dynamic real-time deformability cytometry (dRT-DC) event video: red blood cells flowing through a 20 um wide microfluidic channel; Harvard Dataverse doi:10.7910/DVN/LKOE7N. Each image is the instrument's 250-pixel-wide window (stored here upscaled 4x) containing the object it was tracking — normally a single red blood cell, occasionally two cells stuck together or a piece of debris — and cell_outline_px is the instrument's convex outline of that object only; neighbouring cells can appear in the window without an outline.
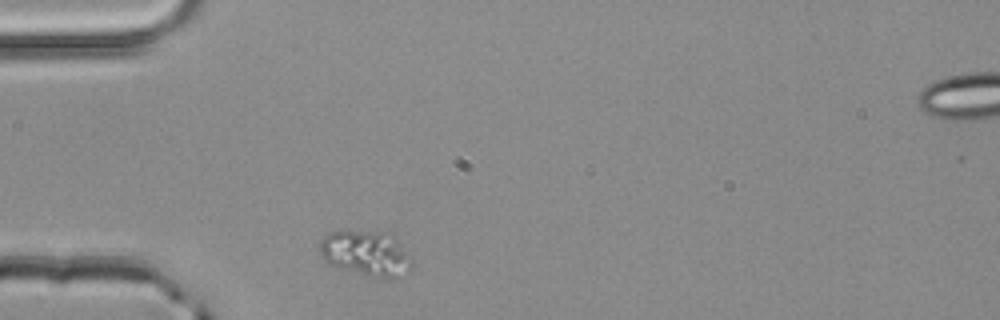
{"species": "common noctule bat (a hibernating species)", "species_latin": "Nyctalus noctula", "temperature_condition": "room temperature", "stored_images_in_passage": 2, "segment_of_instrument_passage": [1, 2], "camera_frame_rate_fps": 3000, "um_per_image_px": 0.085, "animal": {"sex": "male", "body_mass_g": 20.4}, "frame": {"image": 1, "passage_image": 1, "time_ms": 0.0, "image_size_px": [1000, 320], "cell_outline_px": [[412, 264], [408, 272], [396, 280], [384, 280], [340, 268], [328, 264], [324, 260], [320, 252], [320, 240], [328, 232], [380, 232], [396, 236], [412, 256]], "centroid_in_image_um": [31.19, 21.58], "position_along_channel_um": 53.8, "area_um2": 24.8}}